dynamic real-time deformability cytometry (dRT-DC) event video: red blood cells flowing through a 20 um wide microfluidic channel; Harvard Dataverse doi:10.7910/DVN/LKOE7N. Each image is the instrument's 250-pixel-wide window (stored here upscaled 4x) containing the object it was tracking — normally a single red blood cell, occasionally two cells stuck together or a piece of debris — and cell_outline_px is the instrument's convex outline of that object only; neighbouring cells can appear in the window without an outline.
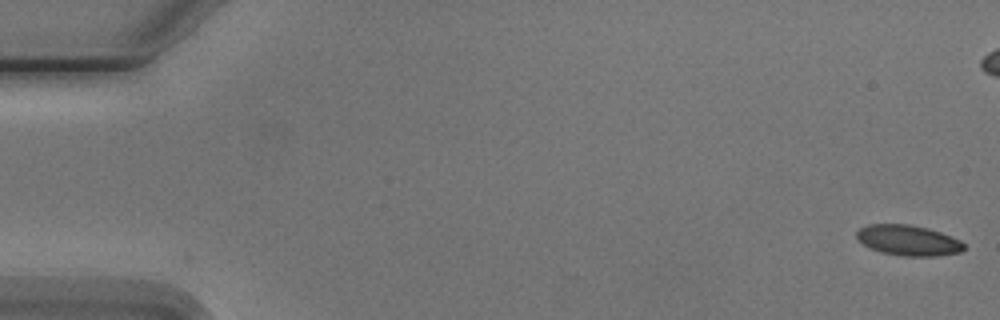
{"species": "Egyptian fruit bat (a non-hibernating species)", "species_latin": "Rousettus aegyptiacus", "temperature_condition": "cold", "stored_images_in_passage": 9, "camera_frame_rate_fps": 3000, "um_per_image_px": 0.085, "animal": {"sex": "male"}, "frame": {"image": 1, "passage_image": 1, "time_ms": 0.0, "image_size_px": [1000, 320], "cell_outline_px": [[964, 248], [960, 252], [936, 256], [900, 256], [880, 252], [868, 248], [856, 236], [856, 232], [860, 228], [868, 224], [908, 224], [928, 228], [940, 232], [960, 240], [964, 244]], "centroid_in_image_um": [77.18, 20.43], "position_along_channel_um": 7.8, "area_um2": 19.07}}
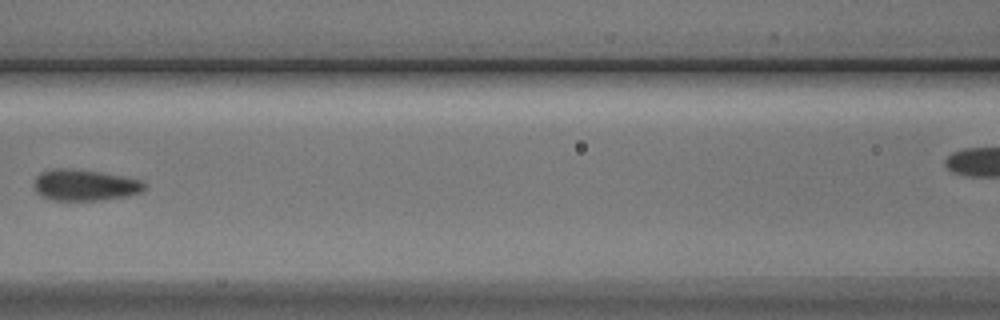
{"frame": {"image": 2, "passage_image": 8, "time_ms": 8.0, "image_size_px": [1000, 320], "cell_outline_px": [[144, 188], [140, 192], [124, 196], [104, 200], [52, 200], [40, 196], [36, 192], [36, 176], [40, 172], [52, 168], [60, 168], [96, 172], [124, 176], [140, 180], [144, 184]], "centroid_in_image_um": [7.17, 15.74], "position_along_channel_um": 159.4, "area_um2": 19.71}}
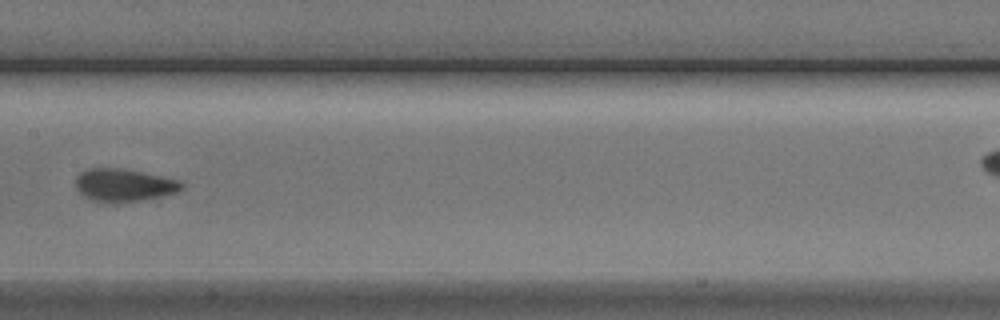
{"frame": {"image": 3, "passage_image": 9, "time_ms": 9.0, "image_size_px": [1000, 320], "cell_outline_px": [[184, 188], [180, 192], [164, 196], [144, 200], [88, 200], [76, 188], [76, 176], [80, 172], [88, 168], [120, 168], [180, 180], [184, 184]], "centroid_in_image_um": [10.57, 15.71], "position_along_channel_um": 196.8, "area_um2": 19.88}}